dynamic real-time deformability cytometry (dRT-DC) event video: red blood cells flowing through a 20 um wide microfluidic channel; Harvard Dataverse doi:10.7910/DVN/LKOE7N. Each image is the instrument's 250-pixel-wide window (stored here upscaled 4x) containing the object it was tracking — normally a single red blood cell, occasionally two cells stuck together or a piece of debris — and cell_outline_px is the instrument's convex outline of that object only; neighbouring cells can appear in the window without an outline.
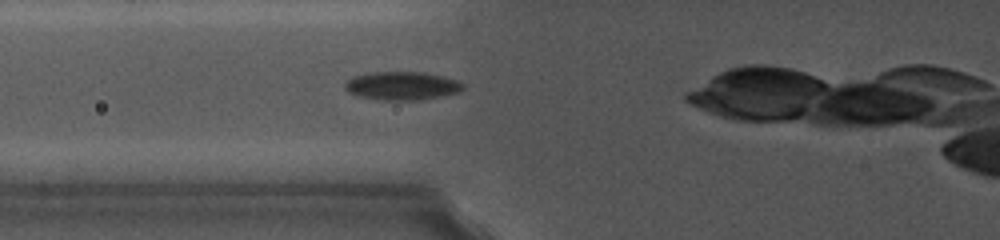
{"species": "common noctule bat (a hibernating species)", "species_latin": "Nyctalus noctula", "temperature_condition": "cold", "stored_images_in_passage": 2, "camera_frame_rate_fps": 5000, "um_per_image_px": 0.085, "animal": {"sex": "female", "body_mass_g": 19.0, "forearm_length_mm": 56.7}, "frame": {"image": 1, "passage_image": 2, "time_ms": 1.0, "image_size_px": [1000, 240], "cell_outline_px": [[464, 88], [460, 92], [424, 100], [380, 100], [360, 96], [348, 92], [344, 88], [344, 84], [352, 76], [368, 72], [424, 72], [444, 76], [456, 80], [464, 84]], "centroid_in_image_um": [34.18, 7.29], "position_along_channel_um": 91.6, "area_um2": 19.77}}